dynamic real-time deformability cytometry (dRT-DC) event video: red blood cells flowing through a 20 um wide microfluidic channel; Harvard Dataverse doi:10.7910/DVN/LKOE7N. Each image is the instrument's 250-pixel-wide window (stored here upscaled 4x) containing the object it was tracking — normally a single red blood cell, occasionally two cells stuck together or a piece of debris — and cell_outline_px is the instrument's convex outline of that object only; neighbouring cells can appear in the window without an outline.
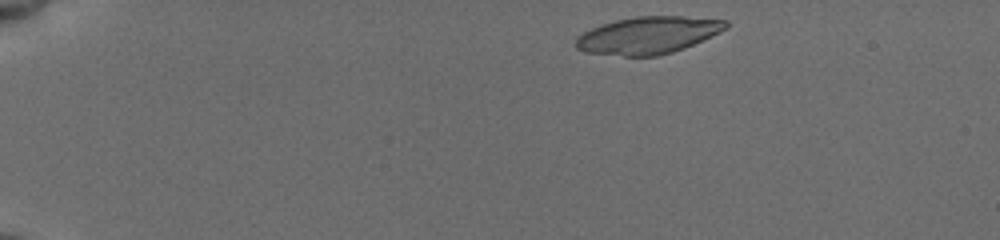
{"species": "common noctule bat (a hibernating species)", "species_latin": "Nyctalus noctula", "temperature_condition": "cold", "stored_images_in_passage": 38, "camera_frame_rate_fps": 3000, "um_per_image_px": 0.085, "animal": {"sex": "female", "body_mass_g": 19.5, "forearm_length_mm": 54.1}, "frame": {"image": 1, "passage_image": 2, "time_ms": 0.333, "image_size_px": [1000, 240], "cell_outline_px": [[728, 24], [724, 28], [684, 48], [660, 56], [624, 56], [584, 52], [576, 48], [576, 36], [600, 24], [616, 20], [636, 16], [684, 16], [728, 20]], "centroid_in_image_um": [55.01, 2.99], "position_along_channel_um": 30.0, "area_um2": 32.19}}